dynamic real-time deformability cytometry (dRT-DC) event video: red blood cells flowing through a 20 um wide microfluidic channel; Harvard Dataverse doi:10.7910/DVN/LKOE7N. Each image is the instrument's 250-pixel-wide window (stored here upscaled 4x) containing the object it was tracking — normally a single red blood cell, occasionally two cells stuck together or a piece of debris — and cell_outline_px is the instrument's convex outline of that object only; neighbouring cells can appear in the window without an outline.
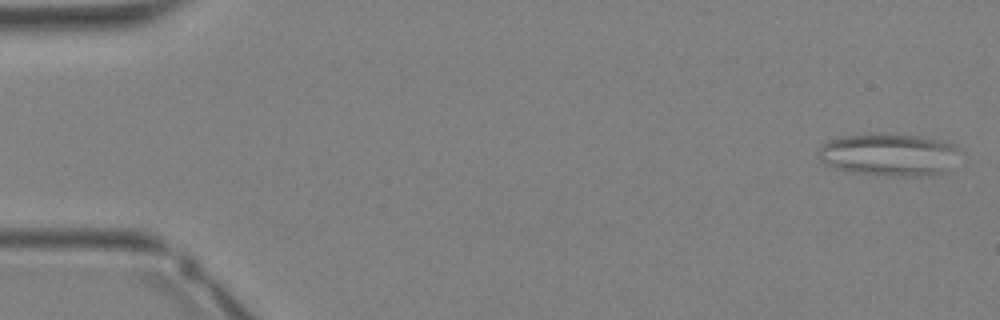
{"species": "Egyptian fruit bat (a non-hibernating species)", "species_latin": "Rousettus aegyptiacus", "temperature_condition": "warm", "stored_images_in_passage": 34, "segment_of_instrument_passage": [1, 2], "camera_frame_rate_fps": 3000, "um_per_image_px": 0.085, "animal": {"sex": "female"}, "frame": {"image": 1, "passage_image": 1, "time_ms": 0.0, "image_size_px": [1000, 320], "cell_outline_px": [[964, 152], [948, 172], [932, 176], [904, 176], [856, 172], [840, 168], [828, 164], [820, 160], [816, 152], [820, 144], [828, 140], [840, 136], [868, 132], [884, 132], [920, 136], [940, 140], [952, 144], [960, 148]], "centroid_in_image_um": [75.64, 13.11], "position_along_channel_um": 9.4, "area_um2": 36.01}}